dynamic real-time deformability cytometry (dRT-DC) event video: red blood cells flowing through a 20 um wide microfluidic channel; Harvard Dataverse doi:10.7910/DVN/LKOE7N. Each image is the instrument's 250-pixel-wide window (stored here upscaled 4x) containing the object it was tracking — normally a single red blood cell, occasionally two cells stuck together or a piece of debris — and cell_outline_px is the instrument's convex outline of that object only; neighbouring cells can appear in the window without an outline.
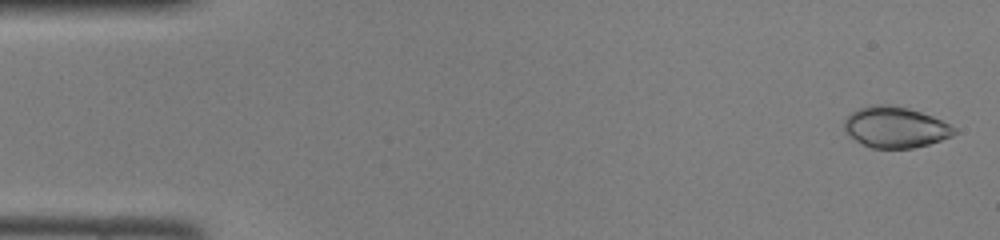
{"species": "common noctule bat (a hibernating species)", "species_latin": "Nyctalus noctula", "temperature_condition": "room temperature", "stored_images_in_passage": 46, "camera_frame_rate_fps": 3000, "um_per_image_px": 0.085, "animal": {"sex": "female", "body_mass_g": 22.0, "forearm_length_mm": 56.7}, "frame": {"image": 1, "passage_image": 2, "time_ms": 0.333, "image_size_px": [1000, 240], "cell_outline_px": [[956, 132], [952, 136], [928, 144], [912, 148], [872, 148], [856, 140], [844, 132], [844, 120], [852, 112], [860, 108], [872, 104], [888, 104], [908, 108], [932, 116], [956, 128]], "centroid_in_image_um": [76.08, 10.81], "position_along_channel_um": 8.9, "area_um2": 26.07}}
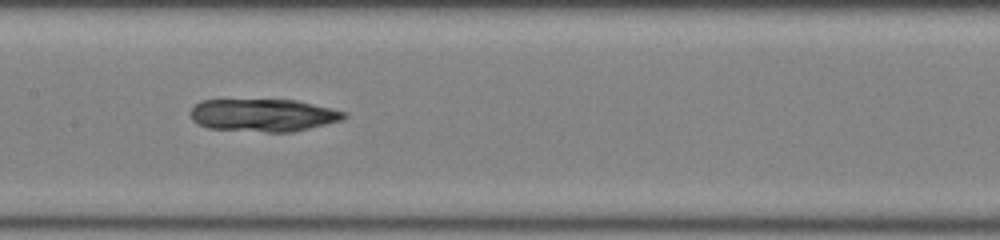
{"frame": {"image": 2, "passage_image": 23, "time_ms": 7.333, "image_size_px": [1000, 240], "cell_outline_px": [[348, 116], [340, 120], [292, 132], [264, 132], [208, 128], [196, 124], [192, 120], [188, 112], [200, 100], [296, 100], [348, 112]], "centroid_in_image_um": [22.33, 9.79], "position_along_channel_um": 185.1, "area_um2": 29.25}}
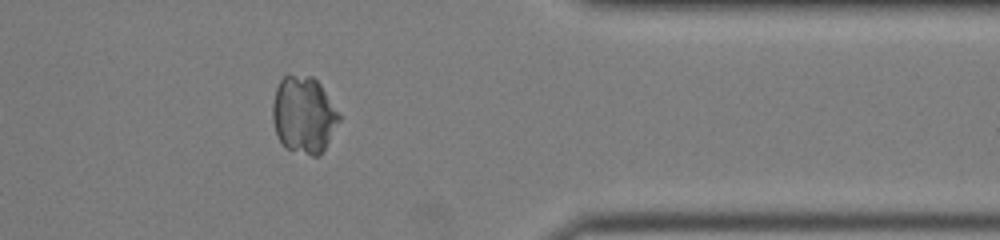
{"frame": {"image": 3, "passage_image": 38, "time_ms": 12.333, "image_size_px": [1000, 240], "cell_outline_px": [[340, 120], [320, 156], [312, 156], [284, 148], [276, 136], [272, 120], [272, 104], [276, 88], [280, 80], [288, 72], [312, 76], [320, 84], [340, 116]], "centroid_in_image_um": [25.77, 9.75], "position_along_channel_um": 385.6, "area_um2": 30.11}}